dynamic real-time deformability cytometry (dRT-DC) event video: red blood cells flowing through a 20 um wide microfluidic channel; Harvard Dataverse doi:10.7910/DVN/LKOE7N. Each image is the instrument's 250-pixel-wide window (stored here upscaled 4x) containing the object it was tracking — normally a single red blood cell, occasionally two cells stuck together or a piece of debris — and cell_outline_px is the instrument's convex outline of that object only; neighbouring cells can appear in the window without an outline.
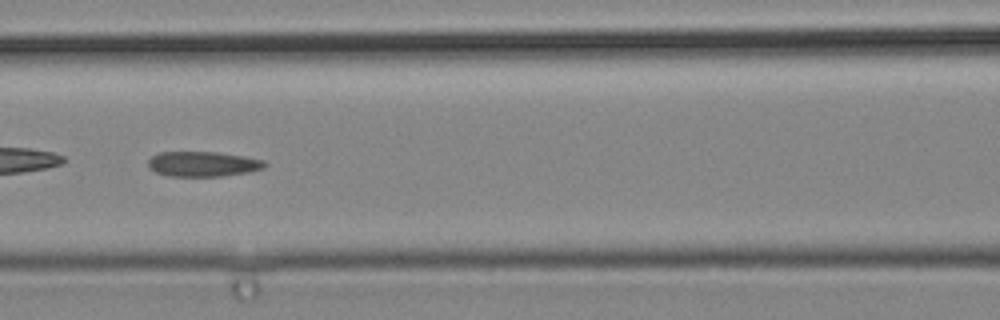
{"species": "common noctule bat (a hibernating species)", "species_latin": "Nyctalus noctula", "temperature_condition": "cold", "stored_images_in_passage": 38, "segment_of_instrument_passage": [1, 2], "camera_frame_rate_fps": 3000, "um_per_image_px": 0.085, "animal": {"sex": "male", "body_mass_g": 19.2, "forearm_length_mm": 51.8}, "frame": {"image": 1, "passage_image": 13, "time_ms": 4.0, "image_size_px": [1000, 320], "cell_outline_px": [[268, 164], [264, 168], [248, 172], [224, 176], [168, 176], [156, 172], [148, 168], [148, 160], [152, 156], [160, 152], [216, 152], [244, 156], [264, 160]], "centroid_in_image_um": [17.25, 13.94], "position_along_channel_um": 149.3, "area_um2": 17.11}}
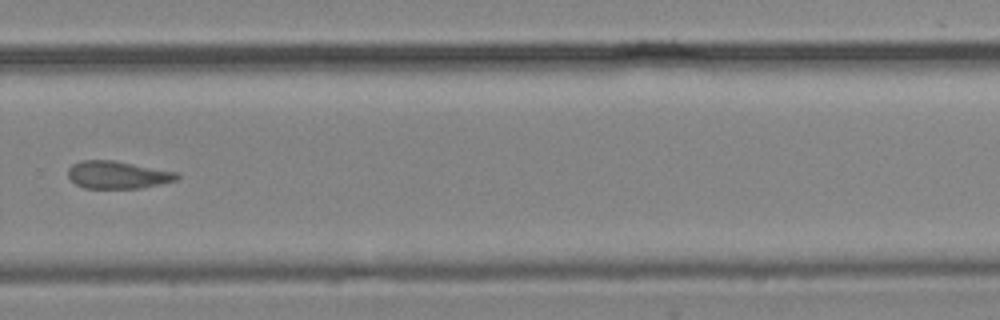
{"frame": {"image": 2, "passage_image": 24, "time_ms": 7.667, "image_size_px": [1000, 320], "cell_outline_px": [[180, 176], [176, 180], [144, 188], [84, 188], [76, 184], [68, 176], [68, 168], [72, 164], [80, 160], [116, 160], [176, 172]], "centroid_in_image_um": [9.99, 14.85], "position_along_channel_um": 319.8, "area_um2": 17.57}}
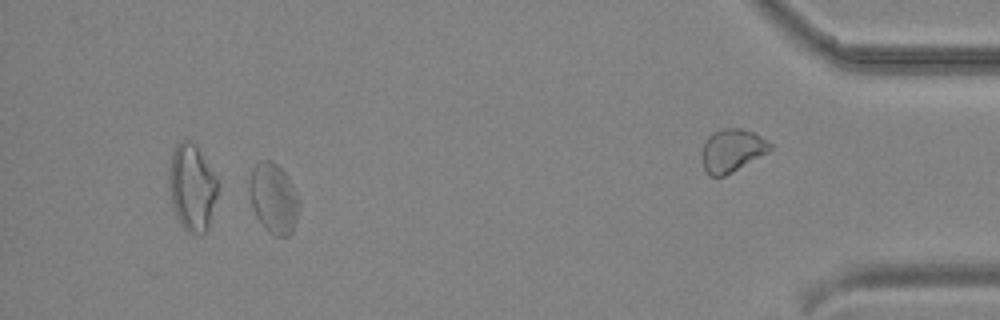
{"frame": {"image": 3, "passage_image": 34, "time_ms": 11.0, "image_size_px": [1000, 320], "cell_outline_px": [[300, 204], [296, 220], [292, 232], [288, 236], [276, 236], [268, 232], [264, 228], [256, 216], [252, 208], [248, 192], [248, 188], [252, 168], [260, 160], [272, 160], [284, 172], [300, 200]], "centroid_in_image_um": [23.23, 16.87], "position_along_channel_um": 412.0, "area_um2": 20.4}}